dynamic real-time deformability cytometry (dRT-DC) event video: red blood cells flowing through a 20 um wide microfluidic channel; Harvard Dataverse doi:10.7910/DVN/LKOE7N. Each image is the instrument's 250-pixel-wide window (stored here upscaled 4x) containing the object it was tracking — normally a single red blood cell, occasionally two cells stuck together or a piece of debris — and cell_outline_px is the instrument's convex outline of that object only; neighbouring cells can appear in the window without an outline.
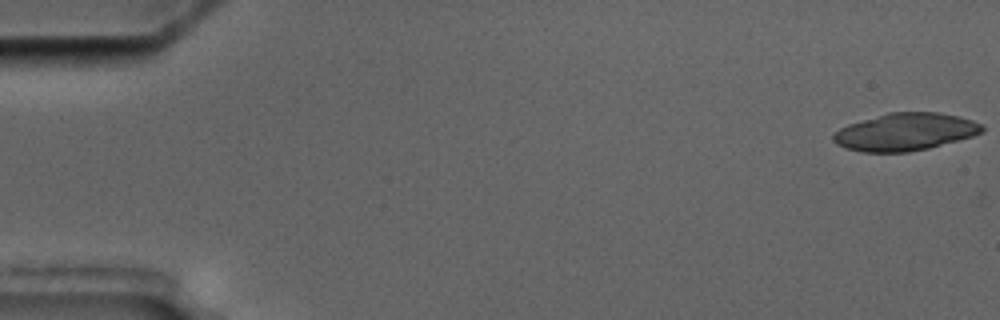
{"species": "common noctule bat (a hibernating species)", "species_latin": "Nyctalus noctula", "temperature_condition": "cold", "stored_images_in_passage": 7, "camera_frame_rate_fps": 3000, "um_per_image_px": 0.085, "animal": {"sex": "male", "body_mass_g": 17.5, "forearm_length_mm": 52.3}, "frame": {"image": 1, "passage_image": 1, "time_ms": 0.0, "image_size_px": [1000, 320], "cell_outline_px": [[984, 128], [980, 132], [972, 136], [928, 148], [908, 152], [860, 152], [844, 148], [836, 144], [832, 140], [832, 136], [840, 128], [848, 124], [888, 112], [940, 112], [972, 120], [980, 124]], "centroid_in_image_um": [76.88, 11.21], "position_along_channel_um": 8.1, "area_um2": 32.31}}